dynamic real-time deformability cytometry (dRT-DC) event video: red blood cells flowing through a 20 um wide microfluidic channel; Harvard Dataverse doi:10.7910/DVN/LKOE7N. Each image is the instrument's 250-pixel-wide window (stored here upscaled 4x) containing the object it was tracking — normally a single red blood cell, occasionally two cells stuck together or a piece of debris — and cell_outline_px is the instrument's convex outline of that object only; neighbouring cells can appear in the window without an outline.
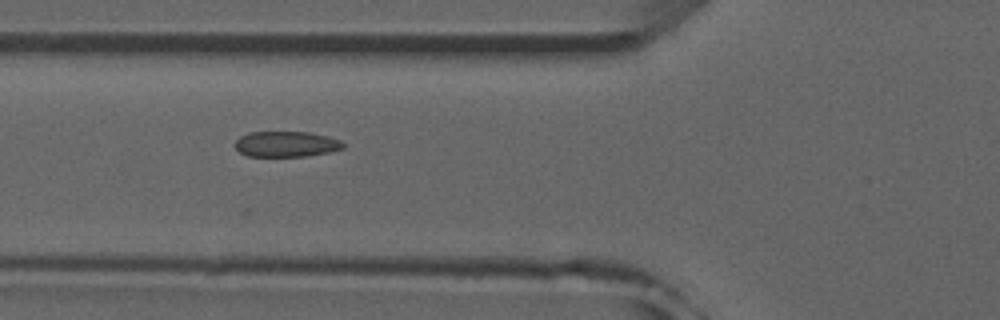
{"species": "common noctule bat (a hibernating species)", "species_latin": "Nyctalus noctula", "temperature_condition": "room temperature", "stored_images_in_passage": 38, "camera_frame_rate_fps": 3000, "um_per_image_px": 0.085, "animal": {"sex": "male", "forearm_length_mm": 52.5}, "frame": {"image": 1, "passage_image": 6, "time_ms": 1.667, "image_size_px": [1000, 320], "cell_outline_px": [[344, 148], [328, 152], [308, 156], [248, 156], [240, 152], [232, 144], [240, 136], [248, 132], [308, 132], [328, 136], [340, 140], [344, 144]], "centroid_in_image_um": [24.3, 12.24], "position_along_channel_um": 101.5, "area_um2": 16.18}, "authors_computed_cell_mechanics": {"area_um2": 16.6464, "velocity_mm_per_s": 3.9602, "shape_relaxation_time_tau1_ms": null, "shape_relaxation_time_tau2_ms": 1.7674, "deformation_change_tau1": null, "deformation_change_tau2": 0.0521}}